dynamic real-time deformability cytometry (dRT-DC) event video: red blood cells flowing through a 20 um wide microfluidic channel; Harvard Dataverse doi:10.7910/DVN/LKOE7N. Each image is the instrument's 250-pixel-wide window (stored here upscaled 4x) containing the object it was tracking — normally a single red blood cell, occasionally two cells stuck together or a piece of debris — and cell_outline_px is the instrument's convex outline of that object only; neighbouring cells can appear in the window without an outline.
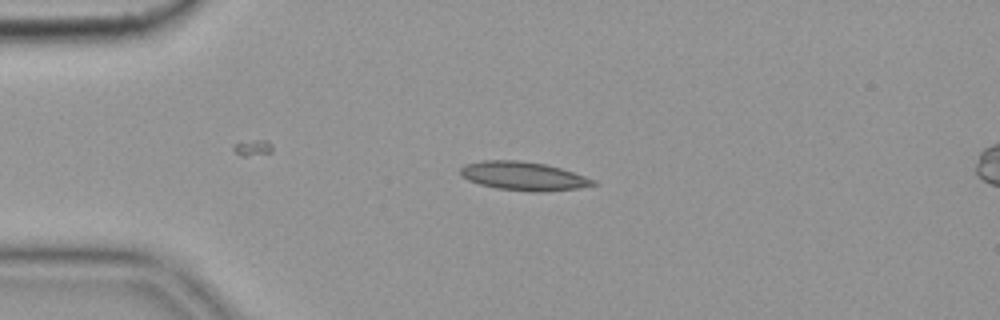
{"species": "common noctule bat (a hibernating species)", "species_latin": "Nyctalus noctula", "temperature_condition": "cold", "stored_images_in_passage": 6, "camera_frame_rate_fps": 3000, "um_per_image_px": 0.085, "animal": {"sex": "female", "body_mass_g": 19.9}, "frame": {"image": 1, "passage_image": 4, "time_ms": 1.0, "image_size_px": [1000, 320], "cell_outline_px": [[596, 184], [580, 188], [544, 192], [532, 192], [496, 188], [480, 184], [468, 180], [460, 176], [460, 168], [464, 164], [484, 160], [520, 160], [544, 164], [560, 168], [596, 180]], "centroid_in_image_um": [44.46, 14.97], "position_along_channel_um": 40.5, "area_um2": 22.2}}